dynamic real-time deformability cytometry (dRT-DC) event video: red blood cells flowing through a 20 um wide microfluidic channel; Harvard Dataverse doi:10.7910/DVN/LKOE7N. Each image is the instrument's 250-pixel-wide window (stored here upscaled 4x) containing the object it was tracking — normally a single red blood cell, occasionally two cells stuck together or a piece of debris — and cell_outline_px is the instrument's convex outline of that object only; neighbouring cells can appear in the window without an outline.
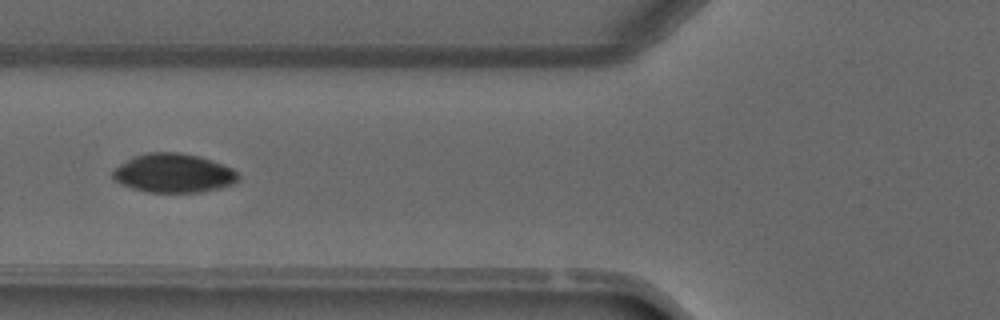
{"species": "common noctule bat (a hibernating species)", "species_latin": "Nyctalus noctula", "temperature_condition": "warm", "stored_images_in_passage": 5, "camera_frame_rate_fps": 3000, "um_per_image_px": 0.085, "animal": {"sex": "male", "forearm_length_mm": 52.5}, "frame": {"image": 1, "passage_image": 5, "time_ms": 5.333, "image_size_px": [1000, 320], "cell_outline_px": [[240, 180], [236, 184], [220, 188], [200, 192], [148, 192], [132, 188], [116, 180], [112, 176], [112, 172], [120, 164], [132, 156], [148, 152], [176, 152], [200, 156], [224, 164], [232, 168], [240, 176]], "centroid_in_image_um": [14.81, 14.71], "position_along_channel_um": 111.0, "area_um2": 28.61}}